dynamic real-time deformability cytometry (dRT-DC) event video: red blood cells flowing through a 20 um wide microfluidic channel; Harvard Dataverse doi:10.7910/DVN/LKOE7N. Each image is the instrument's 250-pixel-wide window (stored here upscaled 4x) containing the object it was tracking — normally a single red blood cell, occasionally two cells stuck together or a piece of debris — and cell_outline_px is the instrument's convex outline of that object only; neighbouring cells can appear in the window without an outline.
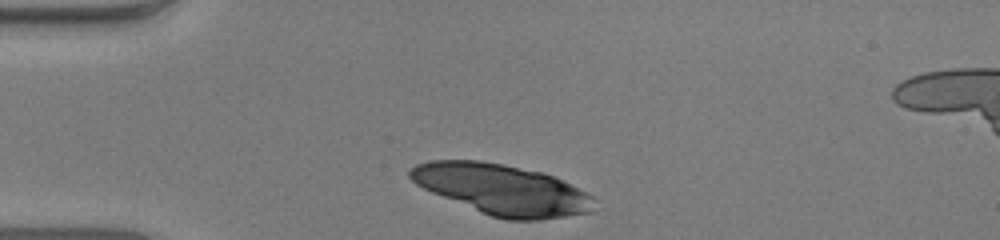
{"species": "human", "species_latin": "Homo sapiens", "temperature_condition": "warm", "stored_images_in_passage": 32, "camera_frame_rate_fps": 3000, "um_per_image_px": 0.085, "donor": {"sex": "male"}, "frame": {"image": 1, "passage_image": 1, "time_ms": 0.0, "image_size_px": [1000, 240], "cell_outline_px": [[596, 200], [592, 212], [540, 220], [508, 220], [492, 216], [480, 212], [432, 192], [416, 184], [408, 176], [408, 172], [416, 164], [428, 160], [480, 160], [504, 164], [544, 172], [588, 192]], "centroid_in_image_um": [42.7, 16.1], "position_along_channel_um": 42.3, "area_um2": 54.22}}